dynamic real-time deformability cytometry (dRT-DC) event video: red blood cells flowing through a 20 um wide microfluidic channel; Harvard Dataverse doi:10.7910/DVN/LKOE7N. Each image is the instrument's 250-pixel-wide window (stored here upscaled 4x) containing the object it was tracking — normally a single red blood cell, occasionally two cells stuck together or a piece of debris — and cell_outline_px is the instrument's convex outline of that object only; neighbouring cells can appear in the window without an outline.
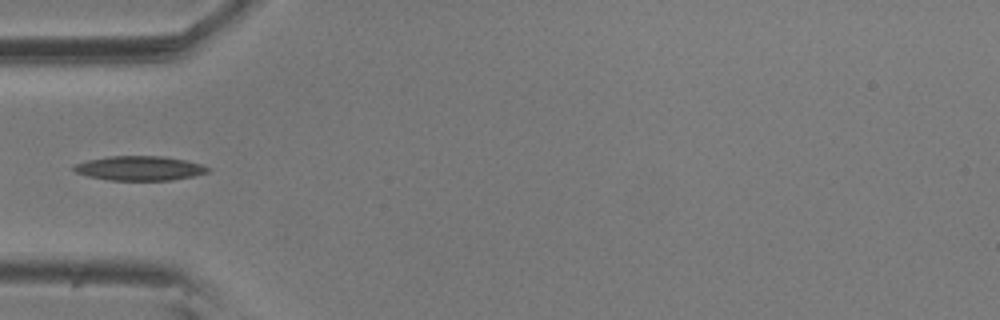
{"species": "common noctule bat (a hibernating species)", "species_latin": "Nyctalus noctula", "temperature_condition": "room temperature", "stored_images_in_passage": 5, "camera_frame_rate_fps": 3000, "um_per_image_px": 0.085, "animal": {"sex": "male", "body_mass_g": 20.5, "forearm_length_mm": 52.5}, "frame": {"image": 1, "passage_image": 5, "time_ms": 1.333, "image_size_px": [1000, 320], "cell_outline_px": [[212, 168], [208, 172], [192, 176], [172, 180], [108, 180], [88, 176], [76, 172], [72, 168], [72, 164], [88, 160], [108, 156], [164, 156], [204, 164]], "centroid_in_image_um": [11.87, 14.29], "position_along_channel_um": 73.1, "area_um2": 19.19}}